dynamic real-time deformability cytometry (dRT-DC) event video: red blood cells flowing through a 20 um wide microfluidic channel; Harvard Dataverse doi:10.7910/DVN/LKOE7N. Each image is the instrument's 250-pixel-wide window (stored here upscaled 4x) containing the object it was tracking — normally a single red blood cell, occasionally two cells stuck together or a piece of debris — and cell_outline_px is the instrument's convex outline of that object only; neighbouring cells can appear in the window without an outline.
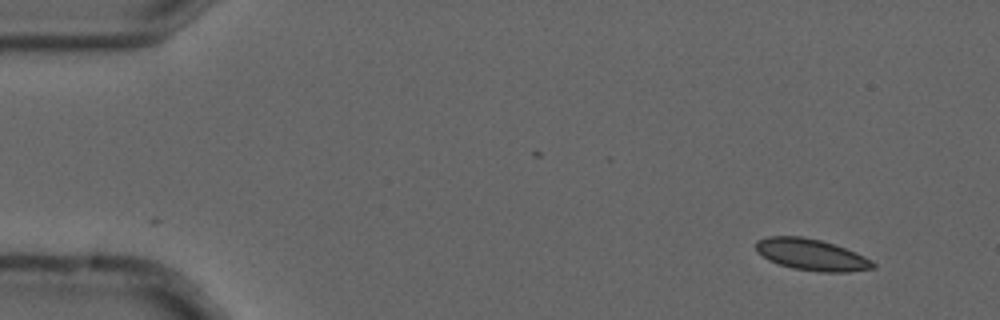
{"species": "common noctule bat (a hibernating species)", "species_latin": "Nyctalus noctula", "temperature_condition": "cold", "stored_images_in_passage": 4, "camera_frame_rate_fps": 3000, "um_per_image_px": 0.085, "animal": {"sex": "male", "forearm_length_mm": 52.5}, "frame": {"image": 1, "passage_image": 1, "time_ms": 0.0, "image_size_px": [1000, 320], "cell_outline_px": [[876, 268], [848, 272], [820, 272], [792, 268], [768, 260], [756, 252], [756, 240], [768, 236], [800, 236], [820, 240], [836, 244], [856, 252], [872, 260], [876, 264]], "centroid_in_image_um": [68.99, 21.65], "position_along_channel_um": 16.0, "area_um2": 21.68}}
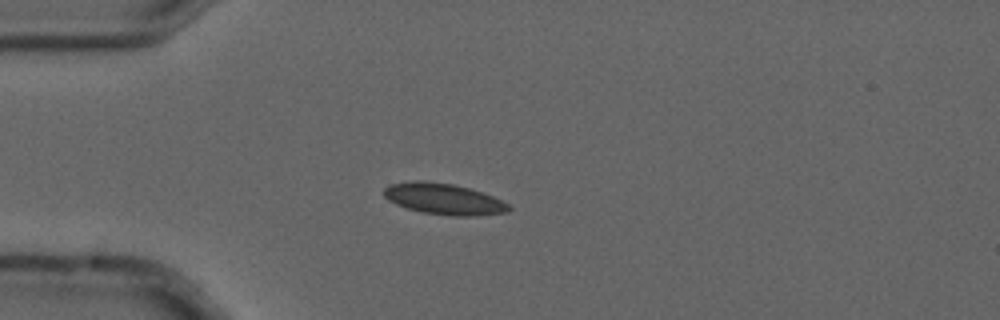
{"frame": {"image": 2, "passage_image": 4, "time_ms": 1.0, "image_size_px": [1000, 320], "cell_outline_px": [[512, 208], [508, 212], [476, 216], [452, 216], [420, 212], [396, 204], [388, 200], [384, 196], [384, 188], [392, 184], [416, 180], [424, 180], [452, 184], [468, 188], [492, 196], [508, 204]], "centroid_in_image_um": [37.72, 16.92], "position_along_channel_um": 47.3, "area_um2": 22.54}}